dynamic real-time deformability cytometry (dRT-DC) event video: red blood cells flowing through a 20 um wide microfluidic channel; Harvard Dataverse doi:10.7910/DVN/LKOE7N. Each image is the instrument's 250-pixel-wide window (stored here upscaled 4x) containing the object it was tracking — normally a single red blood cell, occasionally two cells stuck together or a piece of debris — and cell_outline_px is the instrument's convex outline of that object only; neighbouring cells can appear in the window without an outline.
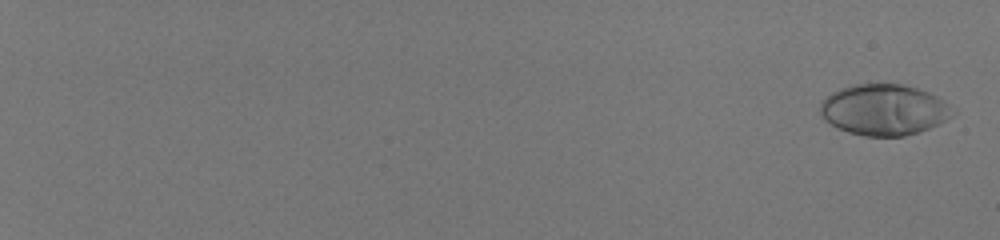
{"species": "human", "species_latin": "Homo sapiens", "temperature_condition": "room temperature", "stored_images_in_passage": 58, "camera_frame_rate_fps": 3000, "um_per_image_px": 0.085, "donor": {"sex": "male"}, "frame": {"image": 1, "passage_image": 2, "time_ms": 0.333, "image_size_px": [1000, 240], "cell_outline_px": [[956, 112], [952, 116], [920, 132], [904, 136], [864, 136], [848, 132], [824, 120], [820, 116], [820, 104], [832, 92], [840, 88], [852, 84], [904, 84], [928, 92], [944, 100]], "centroid_in_image_um": [75.13, 9.32], "position_along_channel_um": 9.9, "area_um2": 39.25}}
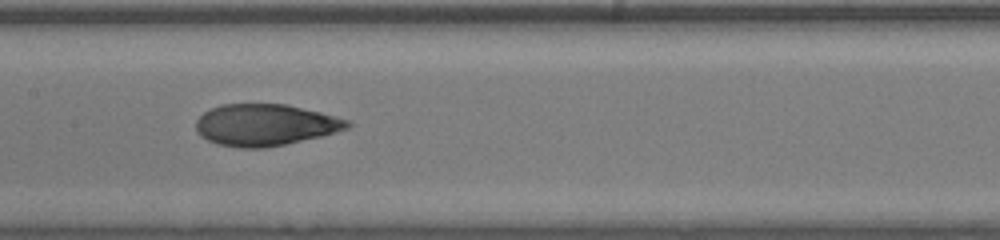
{"frame": {"image": 2, "passage_image": 36, "time_ms": 11.667, "image_size_px": [1000, 240], "cell_outline_px": [[352, 124], [348, 128], [320, 136], [284, 144], [264, 148], [240, 148], [216, 144], [200, 136], [196, 132], [196, 120], [204, 112], [220, 104], [284, 104], [320, 112], [348, 120]], "centroid_in_image_um": [22.49, 10.62], "position_along_channel_um": 184.9, "area_um2": 36.53}}
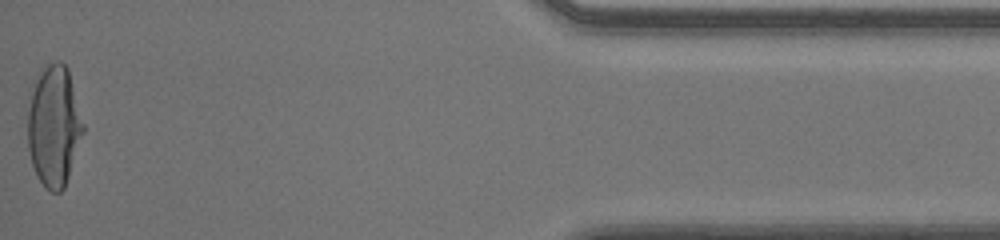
{"frame": {"image": 3, "passage_image": 58, "time_ms": 19.0, "image_size_px": [1000, 240], "cell_outline_px": [[84, 132], [64, 188], [60, 192], [52, 192], [44, 188], [36, 176], [32, 164], [28, 148], [28, 112], [32, 92], [36, 80], [44, 68], [48, 64], [56, 60], [60, 60], [68, 68], [84, 124]], "centroid_in_image_um": [4.6, 10.74], "position_along_channel_um": 430.6, "area_um2": 38.9}, "authors_computed_cell_mechanics": {"area_um2": 37.1654, "velocity_mm_per_s": 4.0876, "shape_relaxation_time_tau1_ms": 6.9986, "shape_relaxation_time_tau2_ms": 0.7312, "deformation_change_tau1": 0.3076, "deformation_change_tau2": 0.0563}}